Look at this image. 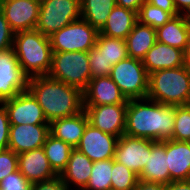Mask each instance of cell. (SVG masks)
Returning <instances> with one entry per match:
<instances>
[{"label":"cell","instance_id":"cell-39","mask_svg":"<svg viewBox=\"0 0 190 190\" xmlns=\"http://www.w3.org/2000/svg\"><path fill=\"white\" fill-rule=\"evenodd\" d=\"M145 2L163 9L165 12H169L173 17L179 15L177 12L173 0H145Z\"/></svg>","mask_w":190,"mask_h":190},{"label":"cell","instance_id":"cell-26","mask_svg":"<svg viewBox=\"0 0 190 190\" xmlns=\"http://www.w3.org/2000/svg\"><path fill=\"white\" fill-rule=\"evenodd\" d=\"M116 5V0H81V18L99 31Z\"/></svg>","mask_w":190,"mask_h":190},{"label":"cell","instance_id":"cell-29","mask_svg":"<svg viewBox=\"0 0 190 190\" xmlns=\"http://www.w3.org/2000/svg\"><path fill=\"white\" fill-rule=\"evenodd\" d=\"M113 159L95 161L90 179L83 190H111Z\"/></svg>","mask_w":190,"mask_h":190},{"label":"cell","instance_id":"cell-6","mask_svg":"<svg viewBox=\"0 0 190 190\" xmlns=\"http://www.w3.org/2000/svg\"><path fill=\"white\" fill-rule=\"evenodd\" d=\"M110 78L127 100L147 98L149 74L142 60L128 57L111 69Z\"/></svg>","mask_w":190,"mask_h":190},{"label":"cell","instance_id":"cell-7","mask_svg":"<svg viewBox=\"0 0 190 190\" xmlns=\"http://www.w3.org/2000/svg\"><path fill=\"white\" fill-rule=\"evenodd\" d=\"M40 1V12L35 29L47 37L81 18V0Z\"/></svg>","mask_w":190,"mask_h":190},{"label":"cell","instance_id":"cell-8","mask_svg":"<svg viewBox=\"0 0 190 190\" xmlns=\"http://www.w3.org/2000/svg\"><path fill=\"white\" fill-rule=\"evenodd\" d=\"M98 33L95 27L80 18L49 37L52 52L89 51L95 46Z\"/></svg>","mask_w":190,"mask_h":190},{"label":"cell","instance_id":"cell-18","mask_svg":"<svg viewBox=\"0 0 190 190\" xmlns=\"http://www.w3.org/2000/svg\"><path fill=\"white\" fill-rule=\"evenodd\" d=\"M142 62L148 74L162 69L178 68L186 64L183 50L159 41L147 51Z\"/></svg>","mask_w":190,"mask_h":190},{"label":"cell","instance_id":"cell-2","mask_svg":"<svg viewBox=\"0 0 190 190\" xmlns=\"http://www.w3.org/2000/svg\"><path fill=\"white\" fill-rule=\"evenodd\" d=\"M28 90L42 107L50 124L56 119L70 117L84 110L83 91L49 76L29 78Z\"/></svg>","mask_w":190,"mask_h":190},{"label":"cell","instance_id":"cell-41","mask_svg":"<svg viewBox=\"0 0 190 190\" xmlns=\"http://www.w3.org/2000/svg\"><path fill=\"white\" fill-rule=\"evenodd\" d=\"M145 0H116L117 6L131 9L138 13Z\"/></svg>","mask_w":190,"mask_h":190},{"label":"cell","instance_id":"cell-10","mask_svg":"<svg viewBox=\"0 0 190 190\" xmlns=\"http://www.w3.org/2000/svg\"><path fill=\"white\" fill-rule=\"evenodd\" d=\"M154 142L151 139L124 134L118 138L114 159L139 176L147 163Z\"/></svg>","mask_w":190,"mask_h":190},{"label":"cell","instance_id":"cell-22","mask_svg":"<svg viewBox=\"0 0 190 190\" xmlns=\"http://www.w3.org/2000/svg\"><path fill=\"white\" fill-rule=\"evenodd\" d=\"M88 122V116L83 110L76 115L52 121L50 123V134L66 142L72 148H76Z\"/></svg>","mask_w":190,"mask_h":190},{"label":"cell","instance_id":"cell-43","mask_svg":"<svg viewBox=\"0 0 190 190\" xmlns=\"http://www.w3.org/2000/svg\"><path fill=\"white\" fill-rule=\"evenodd\" d=\"M173 3L179 14L190 16V0H173Z\"/></svg>","mask_w":190,"mask_h":190},{"label":"cell","instance_id":"cell-16","mask_svg":"<svg viewBox=\"0 0 190 190\" xmlns=\"http://www.w3.org/2000/svg\"><path fill=\"white\" fill-rule=\"evenodd\" d=\"M127 103L128 100L110 76L91 78L87 87L83 90L84 106Z\"/></svg>","mask_w":190,"mask_h":190},{"label":"cell","instance_id":"cell-15","mask_svg":"<svg viewBox=\"0 0 190 190\" xmlns=\"http://www.w3.org/2000/svg\"><path fill=\"white\" fill-rule=\"evenodd\" d=\"M50 134V124L10 125L8 148L16 154L42 148Z\"/></svg>","mask_w":190,"mask_h":190},{"label":"cell","instance_id":"cell-34","mask_svg":"<svg viewBox=\"0 0 190 190\" xmlns=\"http://www.w3.org/2000/svg\"><path fill=\"white\" fill-rule=\"evenodd\" d=\"M33 183L28 181L19 170L7 175L0 181V190H31Z\"/></svg>","mask_w":190,"mask_h":190},{"label":"cell","instance_id":"cell-14","mask_svg":"<svg viewBox=\"0 0 190 190\" xmlns=\"http://www.w3.org/2000/svg\"><path fill=\"white\" fill-rule=\"evenodd\" d=\"M117 141L118 137L102 132L88 122L76 148L92 162L102 161L115 157Z\"/></svg>","mask_w":190,"mask_h":190},{"label":"cell","instance_id":"cell-23","mask_svg":"<svg viewBox=\"0 0 190 190\" xmlns=\"http://www.w3.org/2000/svg\"><path fill=\"white\" fill-rule=\"evenodd\" d=\"M190 32V16L179 14L156 29L157 41L184 50Z\"/></svg>","mask_w":190,"mask_h":190},{"label":"cell","instance_id":"cell-38","mask_svg":"<svg viewBox=\"0 0 190 190\" xmlns=\"http://www.w3.org/2000/svg\"><path fill=\"white\" fill-rule=\"evenodd\" d=\"M31 190H67L60 176L54 179L33 183Z\"/></svg>","mask_w":190,"mask_h":190},{"label":"cell","instance_id":"cell-17","mask_svg":"<svg viewBox=\"0 0 190 190\" xmlns=\"http://www.w3.org/2000/svg\"><path fill=\"white\" fill-rule=\"evenodd\" d=\"M18 170L31 183L48 181L58 176L50 166L43 147L18 154Z\"/></svg>","mask_w":190,"mask_h":190},{"label":"cell","instance_id":"cell-24","mask_svg":"<svg viewBox=\"0 0 190 190\" xmlns=\"http://www.w3.org/2000/svg\"><path fill=\"white\" fill-rule=\"evenodd\" d=\"M137 21V12L116 5L99 33L108 37L126 39Z\"/></svg>","mask_w":190,"mask_h":190},{"label":"cell","instance_id":"cell-4","mask_svg":"<svg viewBox=\"0 0 190 190\" xmlns=\"http://www.w3.org/2000/svg\"><path fill=\"white\" fill-rule=\"evenodd\" d=\"M147 98L164 105H190V66L149 74Z\"/></svg>","mask_w":190,"mask_h":190},{"label":"cell","instance_id":"cell-32","mask_svg":"<svg viewBox=\"0 0 190 190\" xmlns=\"http://www.w3.org/2000/svg\"><path fill=\"white\" fill-rule=\"evenodd\" d=\"M190 138V105L175 106V123L172 139L187 141Z\"/></svg>","mask_w":190,"mask_h":190},{"label":"cell","instance_id":"cell-33","mask_svg":"<svg viewBox=\"0 0 190 190\" xmlns=\"http://www.w3.org/2000/svg\"><path fill=\"white\" fill-rule=\"evenodd\" d=\"M89 66L92 78L101 76H110L113 65L108 63L106 59L94 47L88 51Z\"/></svg>","mask_w":190,"mask_h":190},{"label":"cell","instance_id":"cell-25","mask_svg":"<svg viewBox=\"0 0 190 190\" xmlns=\"http://www.w3.org/2000/svg\"><path fill=\"white\" fill-rule=\"evenodd\" d=\"M125 40L129 57L143 60L157 42L156 29L137 21Z\"/></svg>","mask_w":190,"mask_h":190},{"label":"cell","instance_id":"cell-45","mask_svg":"<svg viewBox=\"0 0 190 190\" xmlns=\"http://www.w3.org/2000/svg\"><path fill=\"white\" fill-rule=\"evenodd\" d=\"M188 143V145L190 146V138L186 141Z\"/></svg>","mask_w":190,"mask_h":190},{"label":"cell","instance_id":"cell-21","mask_svg":"<svg viewBox=\"0 0 190 190\" xmlns=\"http://www.w3.org/2000/svg\"><path fill=\"white\" fill-rule=\"evenodd\" d=\"M167 166L171 181L190 180V146L185 141L166 140Z\"/></svg>","mask_w":190,"mask_h":190},{"label":"cell","instance_id":"cell-27","mask_svg":"<svg viewBox=\"0 0 190 190\" xmlns=\"http://www.w3.org/2000/svg\"><path fill=\"white\" fill-rule=\"evenodd\" d=\"M45 155L54 172L60 176L66 169L72 147L66 142L49 134L43 145Z\"/></svg>","mask_w":190,"mask_h":190},{"label":"cell","instance_id":"cell-36","mask_svg":"<svg viewBox=\"0 0 190 190\" xmlns=\"http://www.w3.org/2000/svg\"><path fill=\"white\" fill-rule=\"evenodd\" d=\"M14 34L15 32L11 29L0 8V51L13 47Z\"/></svg>","mask_w":190,"mask_h":190},{"label":"cell","instance_id":"cell-3","mask_svg":"<svg viewBox=\"0 0 190 190\" xmlns=\"http://www.w3.org/2000/svg\"><path fill=\"white\" fill-rule=\"evenodd\" d=\"M12 48L21 68L29 78L48 75L52 61L49 37L36 29L19 31L14 34Z\"/></svg>","mask_w":190,"mask_h":190},{"label":"cell","instance_id":"cell-12","mask_svg":"<svg viewBox=\"0 0 190 190\" xmlns=\"http://www.w3.org/2000/svg\"><path fill=\"white\" fill-rule=\"evenodd\" d=\"M127 104L84 106L89 123L118 138L125 134Z\"/></svg>","mask_w":190,"mask_h":190},{"label":"cell","instance_id":"cell-30","mask_svg":"<svg viewBox=\"0 0 190 190\" xmlns=\"http://www.w3.org/2000/svg\"><path fill=\"white\" fill-rule=\"evenodd\" d=\"M138 180L136 173L113 158L111 190H133Z\"/></svg>","mask_w":190,"mask_h":190},{"label":"cell","instance_id":"cell-19","mask_svg":"<svg viewBox=\"0 0 190 190\" xmlns=\"http://www.w3.org/2000/svg\"><path fill=\"white\" fill-rule=\"evenodd\" d=\"M93 163L85 154L77 148H73L66 166V169L61 173L62 178L67 190H83L87 185Z\"/></svg>","mask_w":190,"mask_h":190},{"label":"cell","instance_id":"cell-40","mask_svg":"<svg viewBox=\"0 0 190 190\" xmlns=\"http://www.w3.org/2000/svg\"><path fill=\"white\" fill-rule=\"evenodd\" d=\"M133 190H166V185L161 183L138 180Z\"/></svg>","mask_w":190,"mask_h":190},{"label":"cell","instance_id":"cell-1","mask_svg":"<svg viewBox=\"0 0 190 190\" xmlns=\"http://www.w3.org/2000/svg\"><path fill=\"white\" fill-rule=\"evenodd\" d=\"M175 106L148 98L128 100L125 134L154 141L172 139Z\"/></svg>","mask_w":190,"mask_h":190},{"label":"cell","instance_id":"cell-35","mask_svg":"<svg viewBox=\"0 0 190 190\" xmlns=\"http://www.w3.org/2000/svg\"><path fill=\"white\" fill-rule=\"evenodd\" d=\"M18 170V154L9 148L0 150V181Z\"/></svg>","mask_w":190,"mask_h":190},{"label":"cell","instance_id":"cell-11","mask_svg":"<svg viewBox=\"0 0 190 190\" xmlns=\"http://www.w3.org/2000/svg\"><path fill=\"white\" fill-rule=\"evenodd\" d=\"M7 110L9 123L19 124H49L42 107L29 90L17 94L14 98L2 102Z\"/></svg>","mask_w":190,"mask_h":190},{"label":"cell","instance_id":"cell-31","mask_svg":"<svg viewBox=\"0 0 190 190\" xmlns=\"http://www.w3.org/2000/svg\"><path fill=\"white\" fill-rule=\"evenodd\" d=\"M137 17L140 23L157 29L167 23L173 16L159 7L144 2L137 13Z\"/></svg>","mask_w":190,"mask_h":190},{"label":"cell","instance_id":"cell-20","mask_svg":"<svg viewBox=\"0 0 190 190\" xmlns=\"http://www.w3.org/2000/svg\"><path fill=\"white\" fill-rule=\"evenodd\" d=\"M141 181H149L167 185L170 183V174L167 166L166 140L155 141L151 145L150 155L141 174Z\"/></svg>","mask_w":190,"mask_h":190},{"label":"cell","instance_id":"cell-28","mask_svg":"<svg viewBox=\"0 0 190 190\" xmlns=\"http://www.w3.org/2000/svg\"><path fill=\"white\" fill-rule=\"evenodd\" d=\"M94 48L113 66L129 57L125 39H117L98 33Z\"/></svg>","mask_w":190,"mask_h":190},{"label":"cell","instance_id":"cell-9","mask_svg":"<svg viewBox=\"0 0 190 190\" xmlns=\"http://www.w3.org/2000/svg\"><path fill=\"white\" fill-rule=\"evenodd\" d=\"M28 82L13 48L0 51V103L28 90Z\"/></svg>","mask_w":190,"mask_h":190},{"label":"cell","instance_id":"cell-5","mask_svg":"<svg viewBox=\"0 0 190 190\" xmlns=\"http://www.w3.org/2000/svg\"><path fill=\"white\" fill-rule=\"evenodd\" d=\"M47 76L83 91L92 78L88 51L52 52L51 68Z\"/></svg>","mask_w":190,"mask_h":190},{"label":"cell","instance_id":"cell-37","mask_svg":"<svg viewBox=\"0 0 190 190\" xmlns=\"http://www.w3.org/2000/svg\"><path fill=\"white\" fill-rule=\"evenodd\" d=\"M10 125L7 110L0 103V150L8 148Z\"/></svg>","mask_w":190,"mask_h":190},{"label":"cell","instance_id":"cell-42","mask_svg":"<svg viewBox=\"0 0 190 190\" xmlns=\"http://www.w3.org/2000/svg\"><path fill=\"white\" fill-rule=\"evenodd\" d=\"M166 190H190V180L171 181L166 185Z\"/></svg>","mask_w":190,"mask_h":190},{"label":"cell","instance_id":"cell-13","mask_svg":"<svg viewBox=\"0 0 190 190\" xmlns=\"http://www.w3.org/2000/svg\"><path fill=\"white\" fill-rule=\"evenodd\" d=\"M40 5V0H4L0 2L5 19L15 33L36 28Z\"/></svg>","mask_w":190,"mask_h":190},{"label":"cell","instance_id":"cell-44","mask_svg":"<svg viewBox=\"0 0 190 190\" xmlns=\"http://www.w3.org/2000/svg\"><path fill=\"white\" fill-rule=\"evenodd\" d=\"M185 63L190 66V32L188 34L187 42L183 50Z\"/></svg>","mask_w":190,"mask_h":190}]
</instances>
